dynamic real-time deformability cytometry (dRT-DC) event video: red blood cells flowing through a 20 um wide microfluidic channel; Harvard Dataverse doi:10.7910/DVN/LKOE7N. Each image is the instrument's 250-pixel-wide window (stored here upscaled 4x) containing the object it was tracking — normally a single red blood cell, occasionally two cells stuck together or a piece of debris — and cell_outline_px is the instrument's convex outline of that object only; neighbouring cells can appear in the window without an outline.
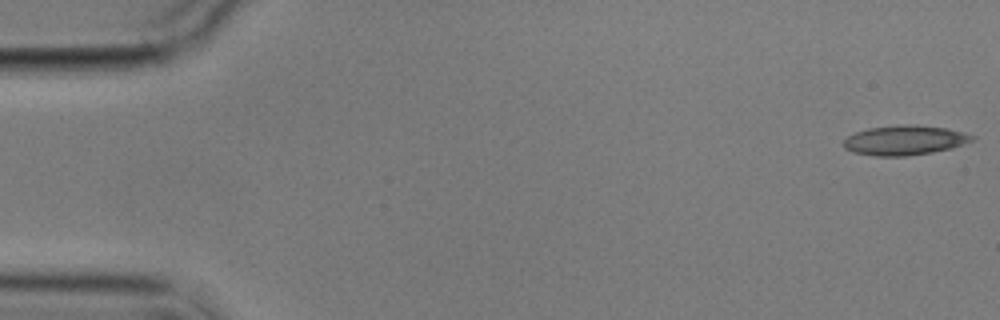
{"species": "common noctule bat (a hibernating species)", "species_latin": "Nyctalus noctula", "temperature_condition": "cold", "stored_images_in_passage": 6, "camera_frame_rate_fps": 3000, "um_per_image_px": 0.085, "animal": {"sex": "male", "body_mass_g": 17.9}, "frame": {"image": 1, "passage_image": 1, "time_ms": 0.0, "image_size_px": [1000, 320], "cell_outline_px": [[976, 136], [972, 140], [952, 148], [932, 152], [904, 156], [876, 156], [852, 152], [844, 148], [844, 140], [848, 136], [856, 132], [868, 128], [904, 124], [916, 124], [948, 128], [964, 132]], "centroid_in_image_um": [76.9, 11.91], "position_along_channel_um": 8.1, "area_um2": 22.25}}
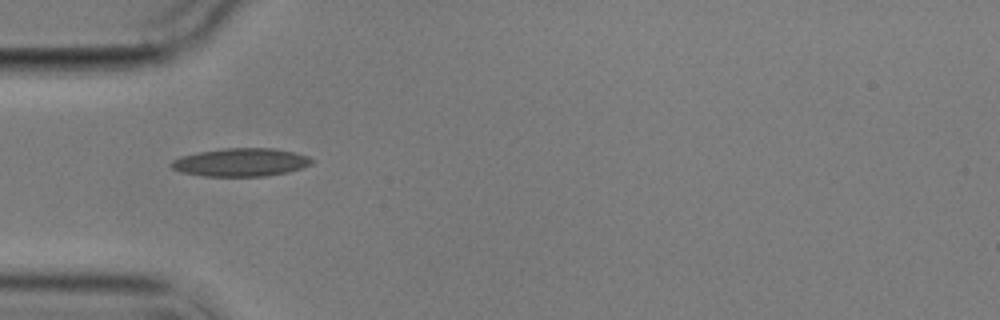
{"frame": {"image": 2, "passage_image": 5, "time_ms": 5.333, "image_size_px": [1000, 320], "cell_outline_px": [[316, 160], [312, 164], [288, 172], [264, 176], [204, 176], [184, 172], [172, 168], [168, 164], [172, 160], [184, 156], [200, 152], [224, 148], [272, 148], [292, 152], [308, 156]], "centroid_in_image_um": [20.5, 13.79], "position_along_channel_um": 64.5, "area_um2": 22.83}}
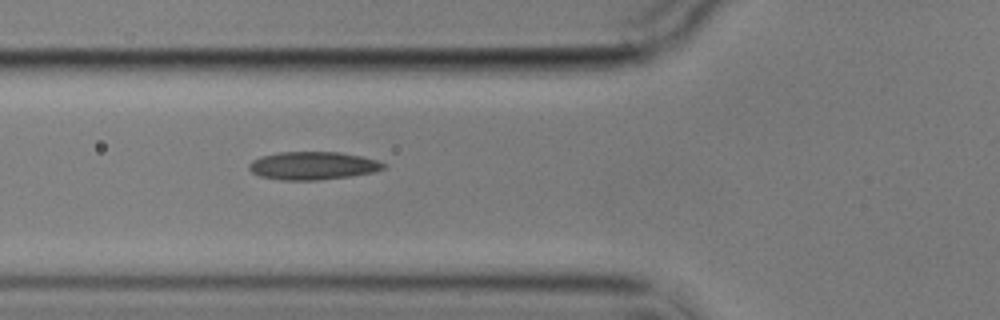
{"frame": {"image": 3, "passage_image": 6, "time_ms": 6.333, "image_size_px": [1000, 320], "cell_outline_px": [[388, 164], [384, 168], [372, 172], [352, 176], [316, 180], [280, 180], [260, 176], [252, 172], [248, 168], [248, 164], [252, 160], [260, 156], [280, 152], [340, 152], [360, 156], [376, 160]], "centroid_in_image_um": [26.57, 14.08], "position_along_channel_um": 99.2, "area_um2": 21.96}}